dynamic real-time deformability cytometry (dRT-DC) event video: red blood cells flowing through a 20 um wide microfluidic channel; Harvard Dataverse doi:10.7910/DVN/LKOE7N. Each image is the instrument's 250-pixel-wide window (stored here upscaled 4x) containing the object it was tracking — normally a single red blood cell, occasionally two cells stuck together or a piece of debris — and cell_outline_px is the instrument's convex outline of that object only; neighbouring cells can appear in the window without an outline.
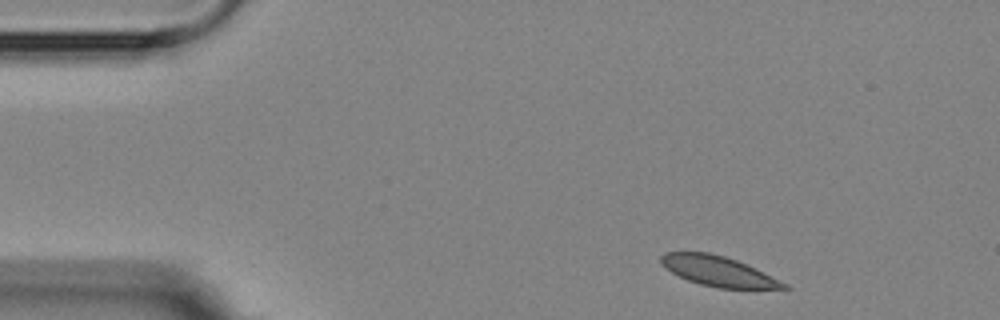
{"species": "Egyptian fruit bat (a non-hibernating species)", "species_latin": "Rousettus aegyptiacus", "temperature_condition": "room temperature", "stored_images_in_passage": 4, "camera_frame_rate_fps": 3000, "um_per_image_px": 0.085, "animal": {"sex": "female"}, "frame": {"image": 1, "passage_image": 1, "time_ms": 0.0, "image_size_px": [1000, 320], "cell_outline_px": [[792, 288], [716, 288], [700, 284], [688, 280], [664, 268], [660, 264], [660, 256], [664, 252], [708, 252], [724, 256], [736, 260], [788, 284]], "centroid_in_image_um": [60.98, 23.04], "position_along_channel_um": 24.0, "area_um2": 21.21}}